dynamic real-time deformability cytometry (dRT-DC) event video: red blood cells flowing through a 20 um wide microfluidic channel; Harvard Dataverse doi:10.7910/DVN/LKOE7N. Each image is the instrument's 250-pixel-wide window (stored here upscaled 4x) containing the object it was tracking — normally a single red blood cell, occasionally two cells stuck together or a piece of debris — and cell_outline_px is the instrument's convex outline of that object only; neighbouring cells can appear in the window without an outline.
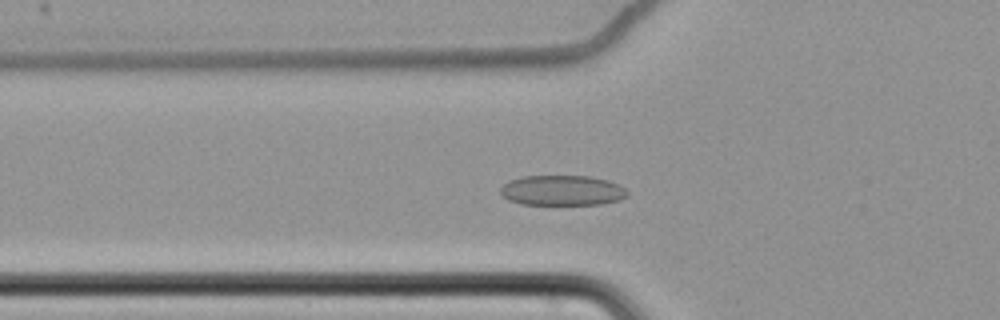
{"species": "common noctule bat (a hibernating species)", "species_latin": "Nyctalus noctula", "temperature_condition": "cold", "stored_images_in_passage": 63, "camera_frame_rate_fps": 3000, "um_per_image_px": 0.085, "animal": {"sex": "female", "body_mass_g": 22.7, "forearm_length_mm": 54.2}, "frame": {"image": 1, "passage_image": 23, "time_ms": 7.333, "image_size_px": [1000, 320], "cell_outline_px": [[628, 196], [620, 200], [600, 204], [520, 204], [508, 200], [500, 192], [500, 188], [508, 180], [524, 176], [588, 176], [608, 180], [624, 188], [628, 192]], "centroid_in_image_um": [47.77, 16.18], "position_along_channel_um": 78.0, "area_um2": 22.31}}
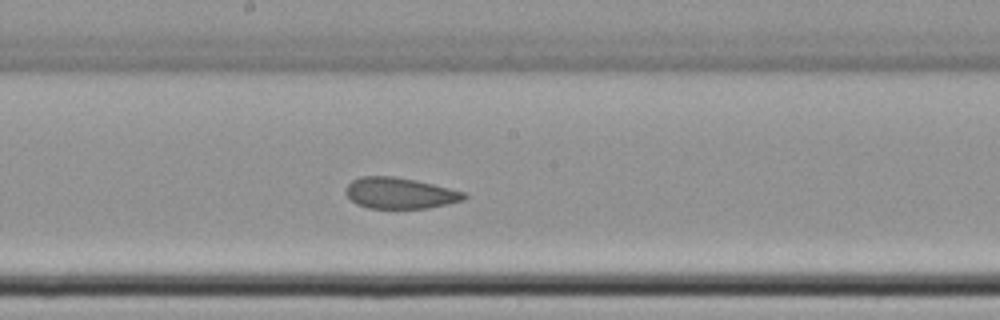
{"frame": {"image": 2, "passage_image": 35, "time_ms": 11.333, "image_size_px": [1000, 320], "cell_outline_px": [[468, 196], [464, 200], [428, 208], [368, 208], [356, 204], [344, 192], [344, 188], [352, 180], [360, 176], [392, 176], [416, 180], [464, 192]], "centroid_in_image_um": [33.95, 16.41], "position_along_channel_um": 214.3, "area_um2": 21.39}}
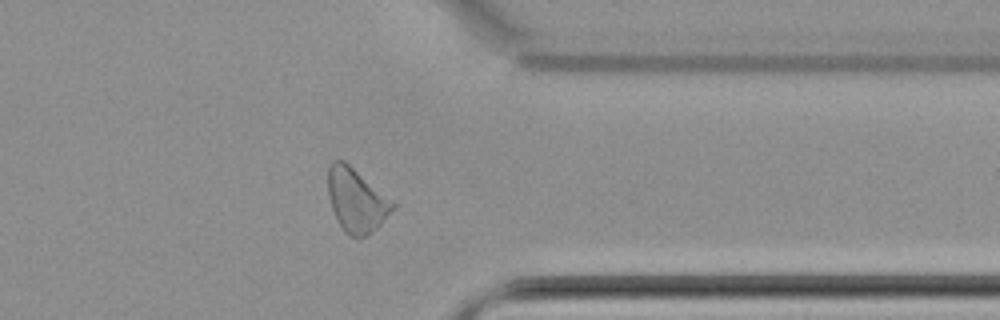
{"frame": {"image": 3, "passage_image": 50, "time_ms": 16.333, "image_size_px": [1000, 320], "cell_outline_px": [[396, 208], [368, 236], [348, 236], [344, 232], [336, 220], [328, 196], [328, 164], [332, 160], [344, 160], [396, 204]], "centroid_in_image_um": [30.27, 17.03], "position_along_channel_um": 381.1, "area_um2": 23.93}, "authors_computed_cell_mechanics": {"area_um2": 23.6402, "velocity_mm_per_s": 3.4324, "shape_relaxation_time_tau1_ms": null, "shape_relaxation_time_tau2_ms": 2.6763, "deformation_change_tau1": null, "deformation_change_tau2": 0.0812}}